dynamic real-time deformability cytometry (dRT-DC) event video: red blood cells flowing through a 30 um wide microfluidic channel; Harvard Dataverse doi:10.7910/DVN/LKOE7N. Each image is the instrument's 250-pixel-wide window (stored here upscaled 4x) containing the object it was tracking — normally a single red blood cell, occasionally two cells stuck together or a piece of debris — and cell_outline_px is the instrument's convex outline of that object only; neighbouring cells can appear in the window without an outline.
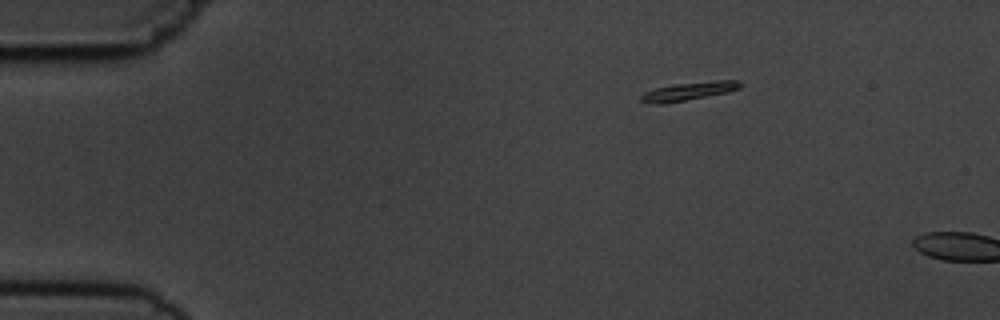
{"species": "common noctule bat (a hibernating species)", "species_latin": "Nyctalus noctula", "temperature_condition": "cold", "stored_images_in_passage": 4, "camera_frame_rate_fps": 3000, "um_per_image_px": 0.085, "animal": {"sex": "male", "body_mass_g": 19.5, "forearm_length_mm": 54.6}, "frame": {"image": 1, "passage_image": 3, "time_ms": 2.333, "image_size_px": [1000, 320], "cell_outline_px": [[744, 84], [740, 88], [728, 92], [664, 104], [652, 104], [640, 100], [640, 96], [644, 92], [656, 88], [672, 84], [716, 80], [736, 80]], "centroid_in_image_um": [58.54, 7.74], "position_along_channel_um": 26.5, "area_um2": 10.64}}